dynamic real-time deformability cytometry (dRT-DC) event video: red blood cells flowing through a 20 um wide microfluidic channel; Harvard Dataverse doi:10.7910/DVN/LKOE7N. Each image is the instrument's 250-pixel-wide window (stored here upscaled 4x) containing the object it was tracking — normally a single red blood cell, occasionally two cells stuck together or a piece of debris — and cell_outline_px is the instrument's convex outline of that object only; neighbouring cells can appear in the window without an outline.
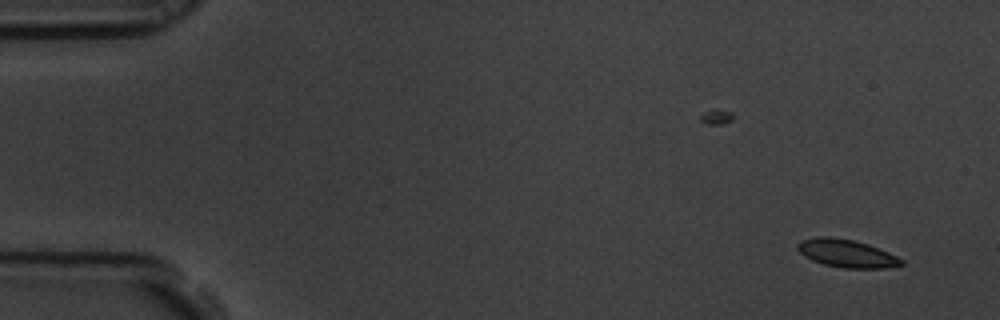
{"species": "common noctule bat (a hibernating species)", "species_latin": "Nyctalus noctula", "temperature_condition": "room temperature", "stored_images_in_passage": 57, "camera_frame_rate_fps": 3000, "um_per_image_px": 0.085, "animal": {"sex": "male", "body_mass_g": 19.5, "forearm_length_mm": 54.6}, "frame": {"image": 1, "passage_image": 1, "time_ms": 0.0, "image_size_px": [1000, 320], "cell_outline_px": [[904, 264], [888, 268], [844, 268], [824, 264], [812, 260], [804, 256], [796, 248], [796, 244], [800, 240], [816, 236], [832, 236], [852, 240], [868, 244], [888, 252], [904, 260]], "centroid_in_image_um": [71.94, 21.53], "position_along_channel_um": 13.1, "area_um2": 16.99}}
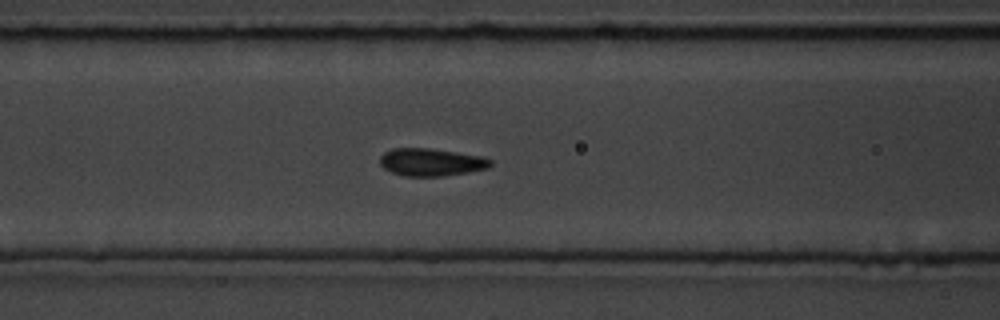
{"frame": {"image": 2, "passage_image": 22, "time_ms": 7.0, "image_size_px": [1000, 320], "cell_outline_px": [[492, 164], [488, 168], [468, 172], [440, 176], [404, 176], [392, 172], [384, 168], [380, 164], [380, 156], [384, 152], [392, 148], [428, 148], [480, 156], [492, 160]], "centroid_in_image_um": [36.62, 13.78], "position_along_channel_um": 130.0, "area_um2": 17.63}}
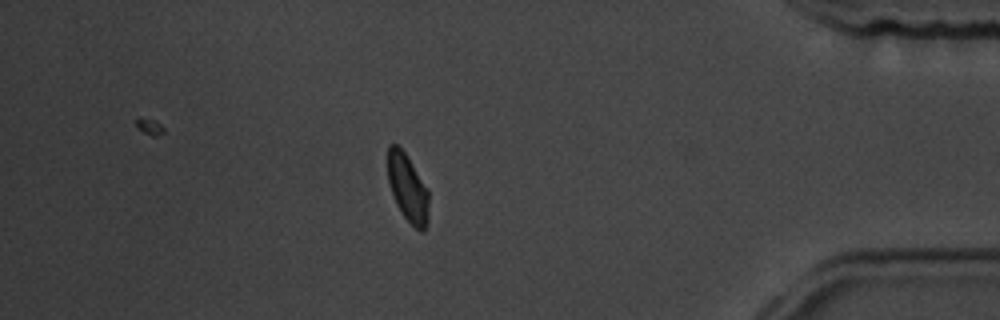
{"frame": {"image": 3, "passage_image": 49, "time_ms": 16.0, "image_size_px": [1000, 320], "cell_outline_px": [[428, 224], [424, 232], [420, 232], [404, 216], [396, 204], [388, 180], [388, 144], [396, 144], [404, 152], [428, 188]], "centroid_in_image_um": [34.67, 16.0], "position_along_channel_um": 400.5, "area_um2": 16.07}, "authors_computed_cell_mechanics": {"area_um2": 17.2244, "velocity_mm_per_s": 3.4379, "shape_relaxation_time_tau1_ms": 3.1864, "shape_relaxation_time_tau2_ms": null, "deformation_change_tau1": 0.0982, "deformation_change_tau2": null}}